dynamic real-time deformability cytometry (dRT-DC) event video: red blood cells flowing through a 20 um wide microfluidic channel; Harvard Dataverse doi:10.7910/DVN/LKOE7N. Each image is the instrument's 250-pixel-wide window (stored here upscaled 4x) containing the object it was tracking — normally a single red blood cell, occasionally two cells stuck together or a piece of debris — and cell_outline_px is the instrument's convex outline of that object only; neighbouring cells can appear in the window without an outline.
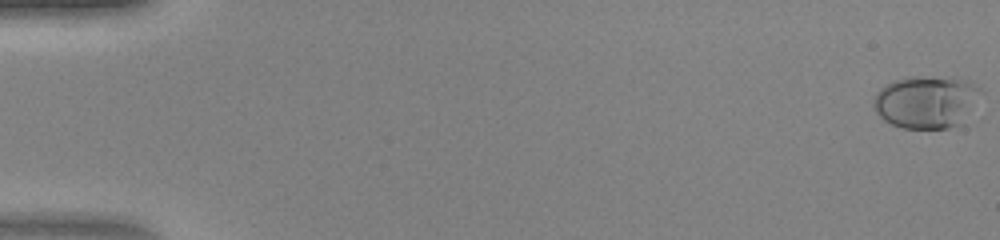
{"species": "human", "species_latin": "Homo sapiens", "temperature_condition": "warm", "stored_images_in_passage": 48, "camera_frame_rate_fps": 3000, "um_per_image_px": 0.085, "donor": {"sex": "female"}, "frame": {"image": 1, "passage_image": 1, "time_ms": 0.0, "image_size_px": [1000, 240], "cell_outline_px": [[984, 92], [960, 124], [948, 128], [904, 128], [892, 124], [884, 120], [876, 112], [872, 104], [876, 92], [880, 88], [896, 80], [908, 76], [916, 76], [968, 80], [984, 88]], "centroid_in_image_um": [78.75, 8.65], "position_along_channel_um": 6.2, "area_um2": 32.83}}
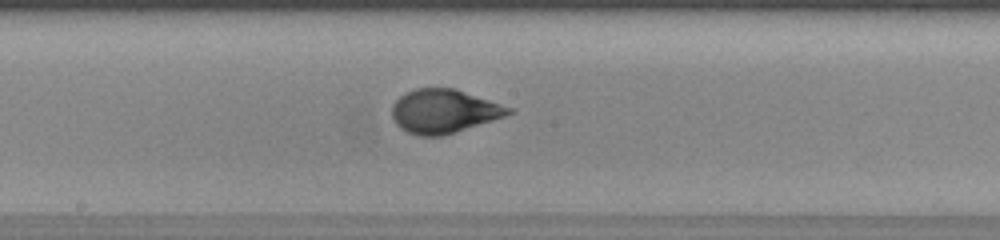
{"frame": {"image": 2, "passage_image": 27, "time_ms": 8.667, "image_size_px": [1000, 240], "cell_outline_px": [[516, 112], [444, 136], [416, 136], [400, 128], [392, 120], [392, 104], [404, 92], [416, 88], [456, 88], [512, 108]], "centroid_in_image_um": [37.7, 9.45], "position_along_channel_um": 210.5, "area_um2": 29.88}}
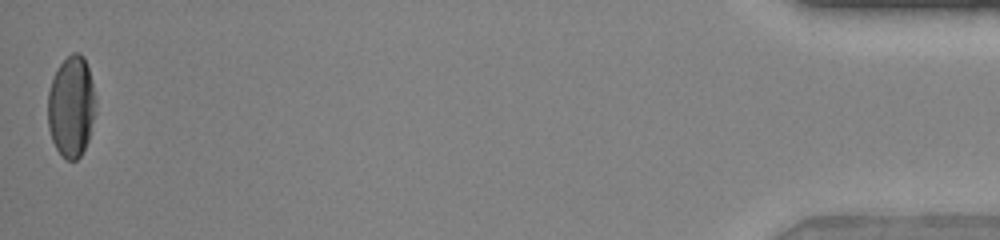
{"frame": {"image": 3, "passage_image": 48, "time_ms": 15.667, "image_size_px": [1000, 240], "cell_outline_px": [[96, 112], [88, 140], [80, 156], [76, 160], [68, 160], [56, 148], [52, 140], [48, 128], [48, 92], [52, 80], [60, 64], [72, 52], [80, 52], [84, 56], [88, 68], [96, 100]], "centroid_in_image_um": [6.07, 9.05], "position_along_channel_um": 429.1, "area_um2": 28.15}}